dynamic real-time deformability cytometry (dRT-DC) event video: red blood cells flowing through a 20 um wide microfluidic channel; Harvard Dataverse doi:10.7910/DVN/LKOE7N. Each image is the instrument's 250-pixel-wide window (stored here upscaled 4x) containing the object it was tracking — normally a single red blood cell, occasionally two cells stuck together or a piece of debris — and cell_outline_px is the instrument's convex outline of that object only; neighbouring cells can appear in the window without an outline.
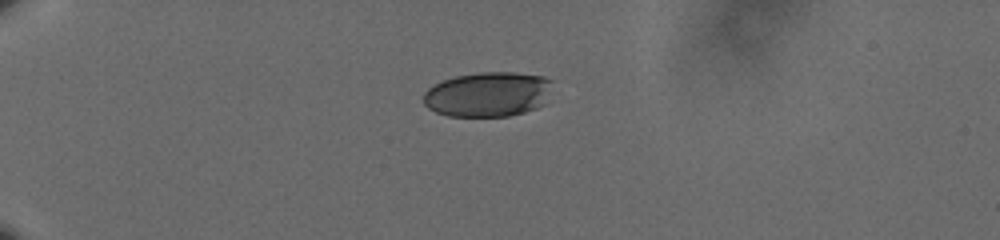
{"species": "human", "species_latin": "Homo sapiens", "temperature_condition": "cold", "stored_images_in_passage": 44, "camera_frame_rate_fps": 3000, "um_per_image_px": 0.085, "donor": {"sex": "male"}, "frame": {"image": 1, "passage_image": 1, "time_ms": 0.0, "image_size_px": [1000, 240], "cell_outline_px": [[552, 80], [544, 104], [536, 108], [524, 112], [508, 116], [448, 116], [436, 112], [428, 108], [424, 104], [424, 92], [428, 88], [444, 80], [456, 76], [480, 72], [512, 72], [544, 76]], "centroid_in_image_um": [41.47, 8.01], "position_along_channel_um": 43.5, "area_um2": 33.58}}
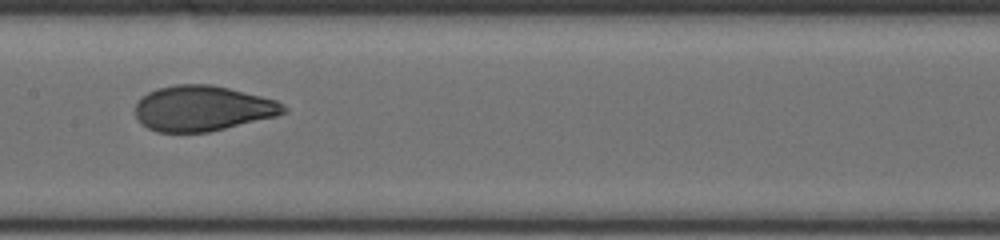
{"frame": {"image": 2, "passage_image": 18, "time_ms": 5.667, "image_size_px": [1000, 240], "cell_outline_px": [[288, 112], [276, 116], [208, 132], [156, 132], [148, 128], [136, 116], [136, 104], [148, 92], [156, 88], [176, 84], [212, 84], [276, 100], [288, 108]], "centroid_in_image_um": [17.23, 9.21], "position_along_channel_um": 190.2, "area_um2": 38.96}}
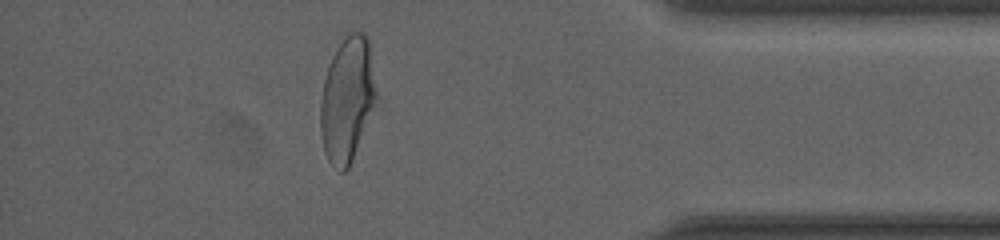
{"frame": {"image": 3, "passage_image": 38, "time_ms": 12.333, "image_size_px": [1000, 240], "cell_outline_px": [[380, 96], [352, 160], [348, 168], [344, 172], [340, 172], [328, 160], [324, 152], [320, 132], [320, 104], [324, 80], [332, 56], [336, 48], [348, 32], [364, 32], [368, 36]], "centroid_in_image_um": [29.56, 8.42], "position_along_channel_um": 405.6, "area_um2": 41.56}, "authors_computed_cell_mechanics": {"area_um2": 39.4774, "velocity_mm_per_s": 3.6105, "shape_relaxation_time_tau1_ms": 3.8322, "shape_relaxation_time_tau2_ms": null, "deformation_change_tau1": 0.1741, "deformation_change_tau2": null}}